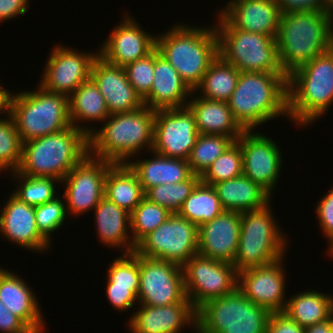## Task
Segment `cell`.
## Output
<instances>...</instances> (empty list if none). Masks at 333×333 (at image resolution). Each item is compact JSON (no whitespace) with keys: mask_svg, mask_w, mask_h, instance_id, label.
Returning <instances> with one entry per match:
<instances>
[{"mask_svg":"<svg viewBox=\"0 0 333 333\" xmlns=\"http://www.w3.org/2000/svg\"><path fill=\"white\" fill-rule=\"evenodd\" d=\"M276 42L281 69L289 76L333 47V11L282 14Z\"/></svg>","mask_w":333,"mask_h":333,"instance_id":"obj_1","label":"cell"},{"mask_svg":"<svg viewBox=\"0 0 333 333\" xmlns=\"http://www.w3.org/2000/svg\"><path fill=\"white\" fill-rule=\"evenodd\" d=\"M154 121L155 110L147 106L110 114L101 128L89 135V154L113 164H128L144 150H152Z\"/></svg>","mask_w":333,"mask_h":333,"instance_id":"obj_2","label":"cell"},{"mask_svg":"<svg viewBox=\"0 0 333 333\" xmlns=\"http://www.w3.org/2000/svg\"><path fill=\"white\" fill-rule=\"evenodd\" d=\"M234 119L245 131L279 117H288L285 74L240 72L235 90L227 101Z\"/></svg>","mask_w":333,"mask_h":333,"instance_id":"obj_3","label":"cell"},{"mask_svg":"<svg viewBox=\"0 0 333 333\" xmlns=\"http://www.w3.org/2000/svg\"><path fill=\"white\" fill-rule=\"evenodd\" d=\"M203 27L175 23L164 33L156 34V48L177 70L193 91L210 64L219 55L215 25Z\"/></svg>","mask_w":333,"mask_h":333,"instance_id":"obj_4","label":"cell"},{"mask_svg":"<svg viewBox=\"0 0 333 333\" xmlns=\"http://www.w3.org/2000/svg\"><path fill=\"white\" fill-rule=\"evenodd\" d=\"M287 118L300 128L318 121L333 106V47L287 76Z\"/></svg>","mask_w":333,"mask_h":333,"instance_id":"obj_5","label":"cell"},{"mask_svg":"<svg viewBox=\"0 0 333 333\" xmlns=\"http://www.w3.org/2000/svg\"><path fill=\"white\" fill-rule=\"evenodd\" d=\"M88 154L89 135L71 126L23 143L17 171L28 176L52 177L62 181Z\"/></svg>","mask_w":333,"mask_h":333,"instance_id":"obj_6","label":"cell"},{"mask_svg":"<svg viewBox=\"0 0 333 333\" xmlns=\"http://www.w3.org/2000/svg\"><path fill=\"white\" fill-rule=\"evenodd\" d=\"M37 86L34 91L8 94L6 111L13 118L22 143L72 126L68 97Z\"/></svg>","mask_w":333,"mask_h":333,"instance_id":"obj_7","label":"cell"},{"mask_svg":"<svg viewBox=\"0 0 333 333\" xmlns=\"http://www.w3.org/2000/svg\"><path fill=\"white\" fill-rule=\"evenodd\" d=\"M270 204L241 213V232L233 261L238 272L275 262L288 251L290 239L279 226Z\"/></svg>","mask_w":333,"mask_h":333,"instance_id":"obj_8","label":"cell"},{"mask_svg":"<svg viewBox=\"0 0 333 333\" xmlns=\"http://www.w3.org/2000/svg\"><path fill=\"white\" fill-rule=\"evenodd\" d=\"M214 21L219 56L240 72L284 74L278 60L276 38L236 29L221 13Z\"/></svg>","mask_w":333,"mask_h":333,"instance_id":"obj_9","label":"cell"},{"mask_svg":"<svg viewBox=\"0 0 333 333\" xmlns=\"http://www.w3.org/2000/svg\"><path fill=\"white\" fill-rule=\"evenodd\" d=\"M270 314L236 289L196 310V333H266Z\"/></svg>","mask_w":333,"mask_h":333,"instance_id":"obj_10","label":"cell"},{"mask_svg":"<svg viewBox=\"0 0 333 333\" xmlns=\"http://www.w3.org/2000/svg\"><path fill=\"white\" fill-rule=\"evenodd\" d=\"M135 252L182 267L198 253V227L177 213H172L137 244Z\"/></svg>","mask_w":333,"mask_h":333,"instance_id":"obj_11","label":"cell"},{"mask_svg":"<svg viewBox=\"0 0 333 333\" xmlns=\"http://www.w3.org/2000/svg\"><path fill=\"white\" fill-rule=\"evenodd\" d=\"M182 269L186 297L196 310L205 302L237 289L238 271L231 263L213 260L197 253Z\"/></svg>","mask_w":333,"mask_h":333,"instance_id":"obj_12","label":"cell"},{"mask_svg":"<svg viewBox=\"0 0 333 333\" xmlns=\"http://www.w3.org/2000/svg\"><path fill=\"white\" fill-rule=\"evenodd\" d=\"M112 165L88 154L69 171L61 181L67 215L76 218L94 210L104 197L105 179Z\"/></svg>","mask_w":333,"mask_h":333,"instance_id":"obj_13","label":"cell"},{"mask_svg":"<svg viewBox=\"0 0 333 333\" xmlns=\"http://www.w3.org/2000/svg\"><path fill=\"white\" fill-rule=\"evenodd\" d=\"M63 44L52 47L38 83L44 90L69 97L83 82L91 77V68L99 55Z\"/></svg>","mask_w":333,"mask_h":333,"instance_id":"obj_14","label":"cell"},{"mask_svg":"<svg viewBox=\"0 0 333 333\" xmlns=\"http://www.w3.org/2000/svg\"><path fill=\"white\" fill-rule=\"evenodd\" d=\"M186 298L181 266L139 255L138 304L153 307L180 303Z\"/></svg>","mask_w":333,"mask_h":333,"instance_id":"obj_15","label":"cell"},{"mask_svg":"<svg viewBox=\"0 0 333 333\" xmlns=\"http://www.w3.org/2000/svg\"><path fill=\"white\" fill-rule=\"evenodd\" d=\"M236 142L242 151L243 175L273 196L284 162L277 141L253 130L245 131Z\"/></svg>","mask_w":333,"mask_h":333,"instance_id":"obj_16","label":"cell"},{"mask_svg":"<svg viewBox=\"0 0 333 333\" xmlns=\"http://www.w3.org/2000/svg\"><path fill=\"white\" fill-rule=\"evenodd\" d=\"M198 136L195 117L187 105L155 111L152 147L155 153L187 160Z\"/></svg>","mask_w":333,"mask_h":333,"instance_id":"obj_17","label":"cell"},{"mask_svg":"<svg viewBox=\"0 0 333 333\" xmlns=\"http://www.w3.org/2000/svg\"><path fill=\"white\" fill-rule=\"evenodd\" d=\"M285 257L264 266L238 272L237 289L250 301L270 313L283 312L286 307Z\"/></svg>","mask_w":333,"mask_h":333,"instance_id":"obj_18","label":"cell"},{"mask_svg":"<svg viewBox=\"0 0 333 333\" xmlns=\"http://www.w3.org/2000/svg\"><path fill=\"white\" fill-rule=\"evenodd\" d=\"M122 19L98 49L99 56L106 62L125 67L156 48V34L147 33L128 11Z\"/></svg>","mask_w":333,"mask_h":333,"instance_id":"obj_19","label":"cell"},{"mask_svg":"<svg viewBox=\"0 0 333 333\" xmlns=\"http://www.w3.org/2000/svg\"><path fill=\"white\" fill-rule=\"evenodd\" d=\"M0 207V236L26 251L47 252L51 243L39 232L35 220V207L30 206L12 192ZM47 250V251H46Z\"/></svg>","mask_w":333,"mask_h":333,"instance_id":"obj_20","label":"cell"},{"mask_svg":"<svg viewBox=\"0 0 333 333\" xmlns=\"http://www.w3.org/2000/svg\"><path fill=\"white\" fill-rule=\"evenodd\" d=\"M136 308L127 321L131 333H181L187 326L196 333V309L187 297L171 305L138 304Z\"/></svg>","mask_w":333,"mask_h":333,"instance_id":"obj_21","label":"cell"},{"mask_svg":"<svg viewBox=\"0 0 333 333\" xmlns=\"http://www.w3.org/2000/svg\"><path fill=\"white\" fill-rule=\"evenodd\" d=\"M90 78L104 97L110 114L133 112L144 106L124 67L112 65L98 55L92 64Z\"/></svg>","mask_w":333,"mask_h":333,"instance_id":"obj_22","label":"cell"},{"mask_svg":"<svg viewBox=\"0 0 333 333\" xmlns=\"http://www.w3.org/2000/svg\"><path fill=\"white\" fill-rule=\"evenodd\" d=\"M241 232V213L224 211L198 227V254L233 264Z\"/></svg>","mask_w":333,"mask_h":333,"instance_id":"obj_23","label":"cell"},{"mask_svg":"<svg viewBox=\"0 0 333 333\" xmlns=\"http://www.w3.org/2000/svg\"><path fill=\"white\" fill-rule=\"evenodd\" d=\"M19 276L0 266V301L33 333H44L46 321L36 293Z\"/></svg>","mask_w":333,"mask_h":333,"instance_id":"obj_24","label":"cell"},{"mask_svg":"<svg viewBox=\"0 0 333 333\" xmlns=\"http://www.w3.org/2000/svg\"><path fill=\"white\" fill-rule=\"evenodd\" d=\"M236 29L277 37L281 19L275 0H235L220 12Z\"/></svg>","mask_w":333,"mask_h":333,"instance_id":"obj_25","label":"cell"},{"mask_svg":"<svg viewBox=\"0 0 333 333\" xmlns=\"http://www.w3.org/2000/svg\"><path fill=\"white\" fill-rule=\"evenodd\" d=\"M192 90L177 70L154 49V78L150 92L143 98L152 110L179 108L187 105Z\"/></svg>","mask_w":333,"mask_h":333,"instance_id":"obj_26","label":"cell"},{"mask_svg":"<svg viewBox=\"0 0 333 333\" xmlns=\"http://www.w3.org/2000/svg\"><path fill=\"white\" fill-rule=\"evenodd\" d=\"M93 214L98 241L105 247L120 248L122 253L135 251L137 245L130 234V213L103 197Z\"/></svg>","mask_w":333,"mask_h":333,"instance_id":"obj_27","label":"cell"},{"mask_svg":"<svg viewBox=\"0 0 333 333\" xmlns=\"http://www.w3.org/2000/svg\"><path fill=\"white\" fill-rule=\"evenodd\" d=\"M190 98L187 106L193 112L199 134H220L237 140L245 132L234 119L227 102L194 96L193 91Z\"/></svg>","mask_w":333,"mask_h":333,"instance_id":"obj_28","label":"cell"},{"mask_svg":"<svg viewBox=\"0 0 333 333\" xmlns=\"http://www.w3.org/2000/svg\"><path fill=\"white\" fill-rule=\"evenodd\" d=\"M151 152V157L132 159L128 165L137 174L144 193L160 184H175L187 180L193 173L184 159L169 158ZM153 156V157H152ZM137 159V160H136Z\"/></svg>","mask_w":333,"mask_h":333,"instance_id":"obj_29","label":"cell"},{"mask_svg":"<svg viewBox=\"0 0 333 333\" xmlns=\"http://www.w3.org/2000/svg\"><path fill=\"white\" fill-rule=\"evenodd\" d=\"M225 211L245 212L264 208L272 196L245 175L213 185Z\"/></svg>","mask_w":333,"mask_h":333,"instance_id":"obj_30","label":"cell"},{"mask_svg":"<svg viewBox=\"0 0 333 333\" xmlns=\"http://www.w3.org/2000/svg\"><path fill=\"white\" fill-rule=\"evenodd\" d=\"M68 99L72 126L81 129L87 135L96 129L94 125L90 126L87 123L102 124L110 115L104 97L91 78L83 82Z\"/></svg>","mask_w":333,"mask_h":333,"instance_id":"obj_31","label":"cell"},{"mask_svg":"<svg viewBox=\"0 0 333 333\" xmlns=\"http://www.w3.org/2000/svg\"><path fill=\"white\" fill-rule=\"evenodd\" d=\"M283 312L304 328L325 322L333 316V295L317 289L300 291L290 295Z\"/></svg>","mask_w":333,"mask_h":333,"instance_id":"obj_32","label":"cell"},{"mask_svg":"<svg viewBox=\"0 0 333 333\" xmlns=\"http://www.w3.org/2000/svg\"><path fill=\"white\" fill-rule=\"evenodd\" d=\"M104 197L131 213L142 201L144 191L128 164H113L107 171Z\"/></svg>","mask_w":333,"mask_h":333,"instance_id":"obj_33","label":"cell"},{"mask_svg":"<svg viewBox=\"0 0 333 333\" xmlns=\"http://www.w3.org/2000/svg\"><path fill=\"white\" fill-rule=\"evenodd\" d=\"M239 76L240 71L218 55L193 90L194 95L208 100L227 102L236 88Z\"/></svg>","mask_w":333,"mask_h":333,"instance_id":"obj_34","label":"cell"},{"mask_svg":"<svg viewBox=\"0 0 333 333\" xmlns=\"http://www.w3.org/2000/svg\"><path fill=\"white\" fill-rule=\"evenodd\" d=\"M224 211L214 187L200 181L177 214L199 227Z\"/></svg>","mask_w":333,"mask_h":333,"instance_id":"obj_35","label":"cell"},{"mask_svg":"<svg viewBox=\"0 0 333 333\" xmlns=\"http://www.w3.org/2000/svg\"><path fill=\"white\" fill-rule=\"evenodd\" d=\"M16 180L17 186L12 193L24 203L36 207L55 199L61 189V181L52 177H33L12 171L10 179ZM58 184V185H57ZM57 186H59L57 188ZM58 193V194H57Z\"/></svg>","mask_w":333,"mask_h":333,"instance_id":"obj_36","label":"cell"},{"mask_svg":"<svg viewBox=\"0 0 333 333\" xmlns=\"http://www.w3.org/2000/svg\"><path fill=\"white\" fill-rule=\"evenodd\" d=\"M235 141L220 134H199L187 159L192 173L201 176Z\"/></svg>","mask_w":333,"mask_h":333,"instance_id":"obj_37","label":"cell"},{"mask_svg":"<svg viewBox=\"0 0 333 333\" xmlns=\"http://www.w3.org/2000/svg\"><path fill=\"white\" fill-rule=\"evenodd\" d=\"M171 215L172 213L169 210L144 197L130 213V230L133 242L137 245Z\"/></svg>","mask_w":333,"mask_h":333,"instance_id":"obj_38","label":"cell"},{"mask_svg":"<svg viewBox=\"0 0 333 333\" xmlns=\"http://www.w3.org/2000/svg\"><path fill=\"white\" fill-rule=\"evenodd\" d=\"M200 181L199 175L192 174L187 180L179 183L160 184L149 188L144 196L171 213H177Z\"/></svg>","mask_w":333,"mask_h":333,"instance_id":"obj_39","label":"cell"},{"mask_svg":"<svg viewBox=\"0 0 333 333\" xmlns=\"http://www.w3.org/2000/svg\"><path fill=\"white\" fill-rule=\"evenodd\" d=\"M107 269L106 282L110 287L130 290L136 297L139 289V255L122 253Z\"/></svg>","mask_w":333,"mask_h":333,"instance_id":"obj_40","label":"cell"},{"mask_svg":"<svg viewBox=\"0 0 333 333\" xmlns=\"http://www.w3.org/2000/svg\"><path fill=\"white\" fill-rule=\"evenodd\" d=\"M22 144L13 118L5 111L0 115V167L4 172L10 173L19 168Z\"/></svg>","mask_w":333,"mask_h":333,"instance_id":"obj_41","label":"cell"},{"mask_svg":"<svg viewBox=\"0 0 333 333\" xmlns=\"http://www.w3.org/2000/svg\"><path fill=\"white\" fill-rule=\"evenodd\" d=\"M243 174V158L240 145L235 141L200 176L201 182L214 185Z\"/></svg>","mask_w":333,"mask_h":333,"instance_id":"obj_42","label":"cell"},{"mask_svg":"<svg viewBox=\"0 0 333 333\" xmlns=\"http://www.w3.org/2000/svg\"><path fill=\"white\" fill-rule=\"evenodd\" d=\"M63 199L64 197L59 195L55 199L35 207L37 228L51 244H53L52 233L60 230L65 220L68 219L65 199Z\"/></svg>","mask_w":333,"mask_h":333,"instance_id":"obj_43","label":"cell"},{"mask_svg":"<svg viewBox=\"0 0 333 333\" xmlns=\"http://www.w3.org/2000/svg\"><path fill=\"white\" fill-rule=\"evenodd\" d=\"M127 78L143 99L149 92L154 78V50L124 67Z\"/></svg>","mask_w":333,"mask_h":333,"instance_id":"obj_44","label":"cell"},{"mask_svg":"<svg viewBox=\"0 0 333 333\" xmlns=\"http://www.w3.org/2000/svg\"><path fill=\"white\" fill-rule=\"evenodd\" d=\"M316 204V219L323 237L327 239L329 251L333 247V186Z\"/></svg>","mask_w":333,"mask_h":333,"instance_id":"obj_45","label":"cell"},{"mask_svg":"<svg viewBox=\"0 0 333 333\" xmlns=\"http://www.w3.org/2000/svg\"><path fill=\"white\" fill-rule=\"evenodd\" d=\"M281 13H295L305 11H333L329 0H275Z\"/></svg>","mask_w":333,"mask_h":333,"instance_id":"obj_46","label":"cell"},{"mask_svg":"<svg viewBox=\"0 0 333 333\" xmlns=\"http://www.w3.org/2000/svg\"><path fill=\"white\" fill-rule=\"evenodd\" d=\"M104 290L105 296L114 310L125 312L133 307L135 309V305H138L137 297L128 289L113 288L106 283Z\"/></svg>","mask_w":333,"mask_h":333,"instance_id":"obj_47","label":"cell"},{"mask_svg":"<svg viewBox=\"0 0 333 333\" xmlns=\"http://www.w3.org/2000/svg\"><path fill=\"white\" fill-rule=\"evenodd\" d=\"M266 333H305V328L290 319L284 312L271 313Z\"/></svg>","mask_w":333,"mask_h":333,"instance_id":"obj_48","label":"cell"},{"mask_svg":"<svg viewBox=\"0 0 333 333\" xmlns=\"http://www.w3.org/2000/svg\"><path fill=\"white\" fill-rule=\"evenodd\" d=\"M0 332L33 333L17 316L12 314L0 301Z\"/></svg>","mask_w":333,"mask_h":333,"instance_id":"obj_49","label":"cell"},{"mask_svg":"<svg viewBox=\"0 0 333 333\" xmlns=\"http://www.w3.org/2000/svg\"><path fill=\"white\" fill-rule=\"evenodd\" d=\"M30 0H0V23L24 16L30 7Z\"/></svg>","mask_w":333,"mask_h":333,"instance_id":"obj_50","label":"cell"},{"mask_svg":"<svg viewBox=\"0 0 333 333\" xmlns=\"http://www.w3.org/2000/svg\"><path fill=\"white\" fill-rule=\"evenodd\" d=\"M333 332V316L322 323H318L305 328V333H332Z\"/></svg>","mask_w":333,"mask_h":333,"instance_id":"obj_51","label":"cell"},{"mask_svg":"<svg viewBox=\"0 0 333 333\" xmlns=\"http://www.w3.org/2000/svg\"><path fill=\"white\" fill-rule=\"evenodd\" d=\"M9 91L10 90H8L6 88H2V86L0 84V101H7Z\"/></svg>","mask_w":333,"mask_h":333,"instance_id":"obj_52","label":"cell"},{"mask_svg":"<svg viewBox=\"0 0 333 333\" xmlns=\"http://www.w3.org/2000/svg\"><path fill=\"white\" fill-rule=\"evenodd\" d=\"M7 101H0V115L6 111Z\"/></svg>","mask_w":333,"mask_h":333,"instance_id":"obj_53","label":"cell"},{"mask_svg":"<svg viewBox=\"0 0 333 333\" xmlns=\"http://www.w3.org/2000/svg\"><path fill=\"white\" fill-rule=\"evenodd\" d=\"M235 0H229L226 5L223 6V8H220V10H217V13H220L230 2H233Z\"/></svg>","mask_w":333,"mask_h":333,"instance_id":"obj_54","label":"cell"},{"mask_svg":"<svg viewBox=\"0 0 333 333\" xmlns=\"http://www.w3.org/2000/svg\"><path fill=\"white\" fill-rule=\"evenodd\" d=\"M328 256H330V259L333 258V247L327 252Z\"/></svg>","mask_w":333,"mask_h":333,"instance_id":"obj_55","label":"cell"},{"mask_svg":"<svg viewBox=\"0 0 333 333\" xmlns=\"http://www.w3.org/2000/svg\"><path fill=\"white\" fill-rule=\"evenodd\" d=\"M329 3L333 6V0H329Z\"/></svg>","mask_w":333,"mask_h":333,"instance_id":"obj_56","label":"cell"},{"mask_svg":"<svg viewBox=\"0 0 333 333\" xmlns=\"http://www.w3.org/2000/svg\"><path fill=\"white\" fill-rule=\"evenodd\" d=\"M4 170L2 169V167H0V174L3 172Z\"/></svg>","mask_w":333,"mask_h":333,"instance_id":"obj_57","label":"cell"}]
</instances>
